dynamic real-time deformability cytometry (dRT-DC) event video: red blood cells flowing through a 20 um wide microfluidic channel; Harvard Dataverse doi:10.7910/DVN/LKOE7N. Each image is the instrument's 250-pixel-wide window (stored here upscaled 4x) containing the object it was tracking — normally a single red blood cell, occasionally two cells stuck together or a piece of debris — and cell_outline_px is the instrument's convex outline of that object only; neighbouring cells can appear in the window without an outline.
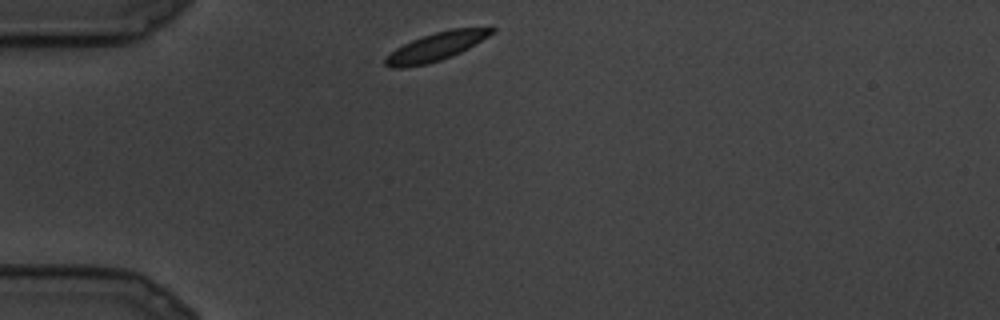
{"species": "common noctule bat (a hibernating species)", "species_latin": "Nyctalus noctula", "temperature_condition": "cold", "stored_images_in_passage": 4, "camera_frame_rate_fps": 3000, "um_per_image_px": 0.085, "animal": {"sex": "male", "body_mass_g": 19.5, "forearm_length_mm": 54.6}, "frame": {"image": 1, "passage_image": 1, "time_ms": 0.0, "image_size_px": [1000, 320], "cell_outline_px": [[496, 32], [468, 48], [460, 52], [440, 60], [428, 64], [404, 68], [388, 68], [384, 64], [384, 56], [396, 48], [412, 40], [436, 32], [452, 28], [496, 28]], "centroid_in_image_um": [37.01, 3.99], "position_along_channel_um": 48.0, "area_um2": 17.46}}